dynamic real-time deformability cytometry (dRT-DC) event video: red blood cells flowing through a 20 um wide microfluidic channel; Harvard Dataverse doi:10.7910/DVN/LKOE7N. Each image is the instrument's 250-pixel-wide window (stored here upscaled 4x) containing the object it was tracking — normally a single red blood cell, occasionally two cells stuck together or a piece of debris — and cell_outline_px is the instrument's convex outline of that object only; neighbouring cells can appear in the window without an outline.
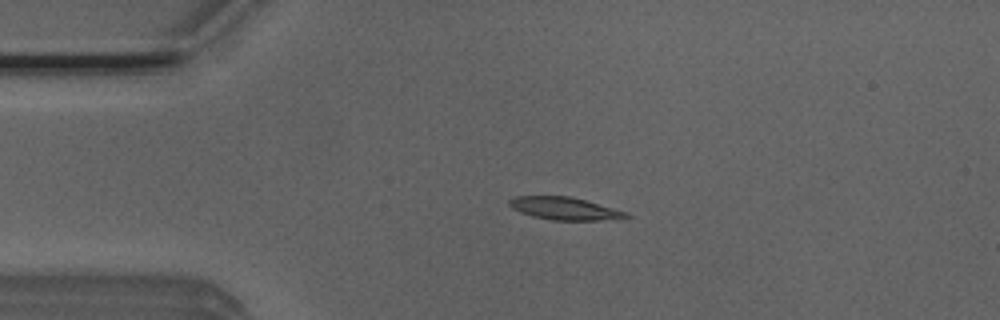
{"species": "Egyptian fruit bat (a non-hibernating species)", "species_latin": "Rousettus aegyptiacus", "temperature_condition": "room temperature", "stored_images_in_passage": 51, "camera_frame_rate_fps": 3000, "um_per_image_px": 0.085, "animal": {"sex": "male"}, "frame": {"image": 1, "passage_image": 10, "time_ms": 3.0, "image_size_px": [1000, 320], "cell_outline_px": [[632, 216], [600, 220], [552, 220], [532, 216], [520, 212], [512, 208], [508, 204], [508, 200], [512, 196], [568, 196], [584, 200], [628, 212]], "centroid_in_image_um": [47.93, 17.72], "position_along_channel_um": 37.1, "area_um2": 15.26}}
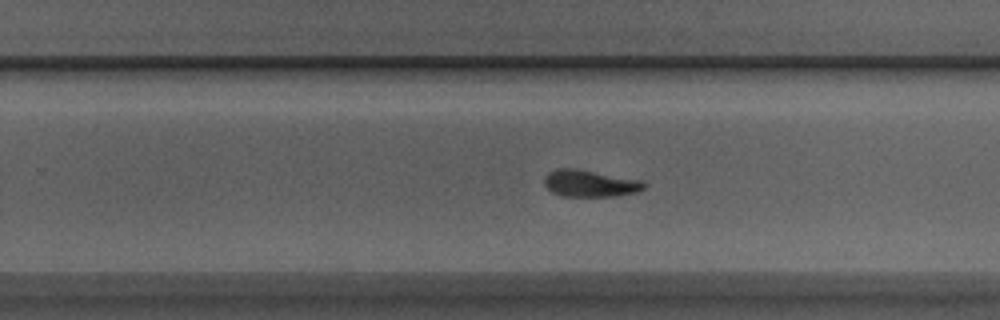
{"frame": {"image": 2, "passage_image": 31, "time_ms": 10.0, "image_size_px": [1000, 320], "cell_outline_px": [[648, 184], [644, 188], [636, 192], [616, 196], [560, 196], [552, 192], [544, 184], [544, 176], [548, 172], [560, 168], [576, 168], [644, 180]], "centroid_in_image_um": [50.17, 15.58], "position_along_channel_um": 279.6, "area_um2": 15.84}}
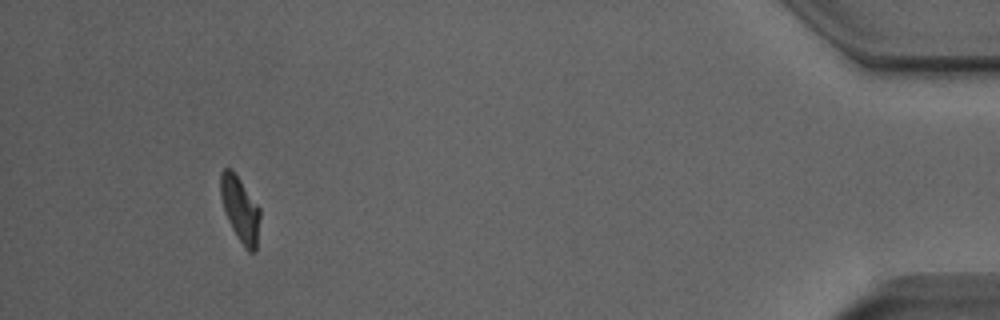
{"frame": {"image": 3, "passage_image": 47, "time_ms": 15.333, "image_size_px": [1000, 320], "cell_outline_px": [[260, 216], [256, 252], [248, 252], [244, 248], [232, 228], [224, 212], [220, 196], [220, 172], [224, 168], [232, 168], [260, 208]], "centroid_in_image_um": [20.4, 17.78], "position_along_channel_um": 414.8, "area_um2": 15.14}, "authors_computed_cell_mechanics": {"area_um2": 15.606, "velocity_mm_per_s": 3.898, "shape_relaxation_time_tau1_ms": 4.0933, "shape_relaxation_time_tau2_ms": 1.2468, "deformation_change_tau1": 0.1804, "deformation_change_tau2": 0.0866}}